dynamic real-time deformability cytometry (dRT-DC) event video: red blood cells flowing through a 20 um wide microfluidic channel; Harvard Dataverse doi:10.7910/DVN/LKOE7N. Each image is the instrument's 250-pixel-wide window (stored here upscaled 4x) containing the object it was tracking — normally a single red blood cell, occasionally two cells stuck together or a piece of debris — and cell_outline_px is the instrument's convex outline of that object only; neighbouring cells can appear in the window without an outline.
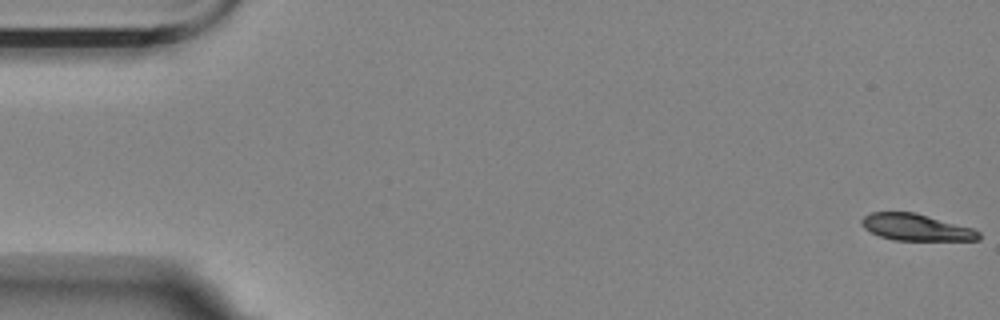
{"species": "Egyptian fruit bat (a non-hibernating species)", "species_latin": "Rousettus aegyptiacus", "temperature_condition": "room temperature", "stored_images_in_passage": 58, "camera_frame_rate_fps": 3000, "um_per_image_px": 0.085, "animal": {"sex": "female"}, "frame": {"image": 1, "passage_image": 1, "time_ms": 0.0, "image_size_px": [1000, 320], "cell_outline_px": [[980, 240], [896, 240], [880, 236], [864, 228], [860, 224], [860, 220], [864, 216], [872, 212], [916, 212], [972, 228], [980, 232]], "centroid_in_image_um": [77.86, 19.31], "position_along_channel_um": 7.1, "area_um2": 18.15}}
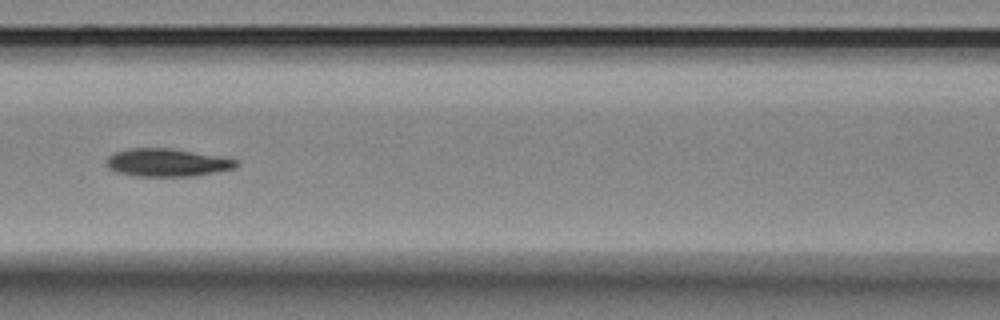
{"frame": {"image": 2, "passage_image": 25, "time_ms": 8.0, "image_size_px": [1000, 320], "cell_outline_px": [[240, 164], [236, 168], [196, 176], [132, 176], [116, 172], [108, 168], [104, 164], [104, 160], [108, 156], [116, 152], [132, 148], [168, 148], [220, 156], [240, 160]], "centroid_in_image_um": [14.2, 13.83], "position_along_channel_um": 152.4, "area_um2": 21.39}}
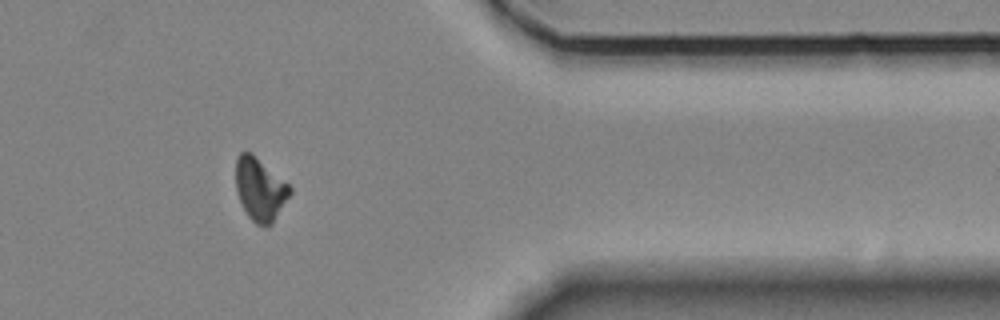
{"frame": {"image": 3, "passage_image": 47, "time_ms": 15.333, "image_size_px": [1000, 320], "cell_outline_px": [[292, 192], [272, 224], [264, 228], [256, 224], [248, 216], [236, 192], [236, 160], [240, 152], [252, 152], [288, 184], [292, 188]], "centroid_in_image_um": [22.1, 16.1], "position_along_channel_um": 389.3, "area_um2": 19.83}, "authors_computed_cell_mechanics": {"area_um2": 20.5479, "velocity_mm_per_s": 3.496, "shape_relaxation_time_tau1_ms": 4.7625, "shape_relaxation_time_tau2_ms": null, "deformation_change_tau1": 0.1521, "deformation_change_tau2": null}}